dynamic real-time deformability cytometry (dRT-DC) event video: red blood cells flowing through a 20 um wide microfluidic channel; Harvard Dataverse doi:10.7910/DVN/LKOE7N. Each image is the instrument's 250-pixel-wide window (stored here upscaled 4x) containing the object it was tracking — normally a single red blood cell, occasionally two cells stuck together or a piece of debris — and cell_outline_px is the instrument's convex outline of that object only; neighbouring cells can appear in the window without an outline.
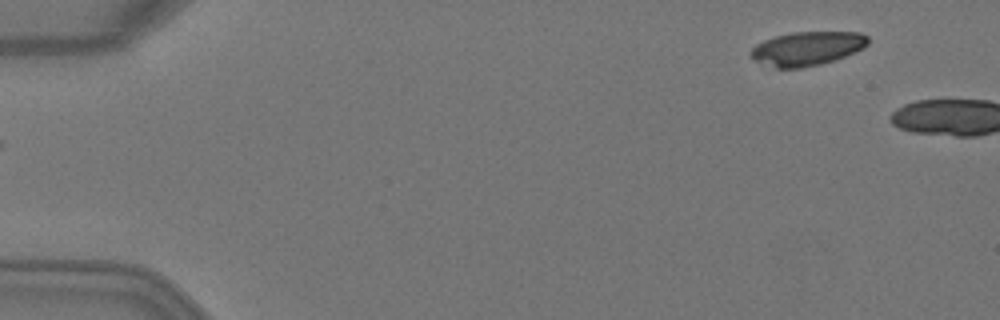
{"species": "Egyptian fruit bat (a non-hibernating species)", "species_latin": "Rousettus aegyptiacus", "temperature_condition": "warm", "stored_images_in_passage": 4, "camera_frame_rate_fps": 3000, "um_per_image_px": 0.085, "animal": {"sex": "female"}, "frame": {"image": 1, "passage_image": 4, "time_ms": 1.0, "image_size_px": [1000, 320], "cell_outline_px": [[868, 44], [864, 48], [844, 56], [820, 64], [800, 68], [776, 68], [756, 60], [748, 56], [752, 48], [756, 44], [764, 40], [776, 36], [792, 32], [860, 32], [868, 36]], "centroid_in_image_um": [68.6, 4.11], "position_along_channel_um": 16.4, "area_um2": 23.0}}